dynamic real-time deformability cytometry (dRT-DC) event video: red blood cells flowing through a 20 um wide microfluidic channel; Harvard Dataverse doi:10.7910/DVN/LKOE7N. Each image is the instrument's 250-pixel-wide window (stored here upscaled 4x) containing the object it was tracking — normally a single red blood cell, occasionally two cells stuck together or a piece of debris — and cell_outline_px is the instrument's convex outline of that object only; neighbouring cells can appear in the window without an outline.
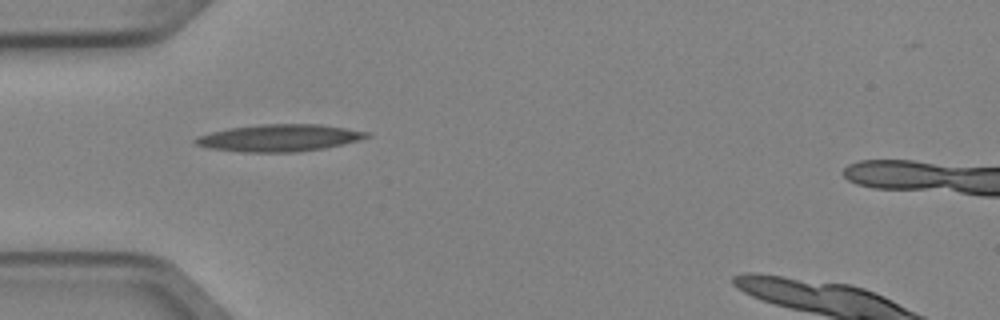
{"species": "Egyptian fruit bat (a non-hibernating species)", "species_latin": "Rousettus aegyptiacus", "temperature_condition": "cold", "stored_images_in_passage": 2, "camera_frame_rate_fps": 3000, "um_per_image_px": 0.085, "animal": {"sex": "female"}, "frame": {"image": 1, "passage_image": 1, "time_ms": 0.0, "image_size_px": [1000, 320], "cell_outline_px": [[368, 136], [356, 140], [324, 148], [296, 152], [240, 152], [208, 148], [196, 144], [192, 140], [200, 136], [212, 132], [228, 128], [260, 124], [320, 124], [368, 132]], "centroid_in_image_um": [23.67, 11.72], "position_along_channel_um": 61.3, "area_um2": 26.65}}
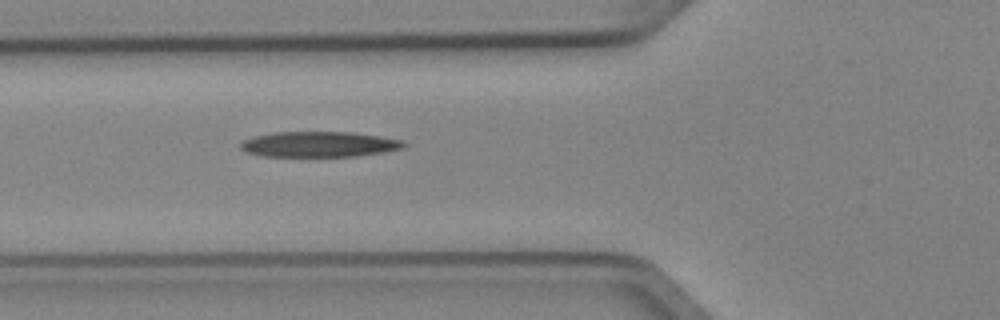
{"frame": {"image": 2, "passage_image": 2, "time_ms": 0.333, "image_size_px": [1000, 320], "cell_outline_px": [[408, 144], [404, 148], [384, 152], [352, 156], [264, 156], [248, 152], [240, 148], [240, 144], [244, 140], [256, 136], [272, 132], [352, 132], [380, 136], [400, 140]], "centroid_in_image_um": [27.15, 12.26], "position_along_channel_um": 98.7, "area_um2": 24.04}}